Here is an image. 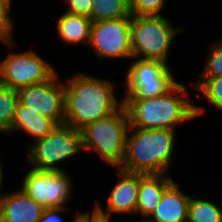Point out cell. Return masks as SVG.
Instances as JSON below:
<instances>
[{
  "instance_id": "obj_30",
  "label": "cell",
  "mask_w": 222,
  "mask_h": 222,
  "mask_svg": "<svg viewBox=\"0 0 222 222\" xmlns=\"http://www.w3.org/2000/svg\"><path fill=\"white\" fill-rule=\"evenodd\" d=\"M220 194H221V196L219 197L218 196V203H220L219 205H220V208H221V210H222V191L221 192H219Z\"/></svg>"
},
{
  "instance_id": "obj_15",
  "label": "cell",
  "mask_w": 222,
  "mask_h": 222,
  "mask_svg": "<svg viewBox=\"0 0 222 222\" xmlns=\"http://www.w3.org/2000/svg\"><path fill=\"white\" fill-rule=\"evenodd\" d=\"M175 179L172 174H140L138 203L135 211V217L138 219L135 221H145L153 213L165 189Z\"/></svg>"
},
{
  "instance_id": "obj_9",
  "label": "cell",
  "mask_w": 222,
  "mask_h": 222,
  "mask_svg": "<svg viewBox=\"0 0 222 222\" xmlns=\"http://www.w3.org/2000/svg\"><path fill=\"white\" fill-rule=\"evenodd\" d=\"M25 170L21 172L18 187L27 195L44 208L70 207L74 194H77L72 170L43 171L29 167Z\"/></svg>"
},
{
  "instance_id": "obj_14",
  "label": "cell",
  "mask_w": 222,
  "mask_h": 222,
  "mask_svg": "<svg viewBox=\"0 0 222 222\" xmlns=\"http://www.w3.org/2000/svg\"><path fill=\"white\" fill-rule=\"evenodd\" d=\"M191 194L176 179L165 189L153 213L144 222H187Z\"/></svg>"
},
{
  "instance_id": "obj_17",
  "label": "cell",
  "mask_w": 222,
  "mask_h": 222,
  "mask_svg": "<svg viewBox=\"0 0 222 222\" xmlns=\"http://www.w3.org/2000/svg\"><path fill=\"white\" fill-rule=\"evenodd\" d=\"M59 16L54 19V29L57 38L61 40L65 46H83L87 48L90 41V33L92 20L90 18L74 15L62 11Z\"/></svg>"
},
{
  "instance_id": "obj_4",
  "label": "cell",
  "mask_w": 222,
  "mask_h": 222,
  "mask_svg": "<svg viewBox=\"0 0 222 222\" xmlns=\"http://www.w3.org/2000/svg\"><path fill=\"white\" fill-rule=\"evenodd\" d=\"M27 145L25 165L43 171H68L65 164L84 153L81 131L66 124L57 125L44 138Z\"/></svg>"
},
{
  "instance_id": "obj_27",
  "label": "cell",
  "mask_w": 222,
  "mask_h": 222,
  "mask_svg": "<svg viewBox=\"0 0 222 222\" xmlns=\"http://www.w3.org/2000/svg\"><path fill=\"white\" fill-rule=\"evenodd\" d=\"M1 152L2 151H0V153ZM2 155H4V154H0V195L4 192V190L7 189L6 187H10V186H7V184L4 183L7 180V178H6L7 176H5V173H7L8 171H6V169L4 170V168H6V165H4V164H6V163L3 162L4 159H3Z\"/></svg>"
},
{
  "instance_id": "obj_12",
  "label": "cell",
  "mask_w": 222,
  "mask_h": 222,
  "mask_svg": "<svg viewBox=\"0 0 222 222\" xmlns=\"http://www.w3.org/2000/svg\"><path fill=\"white\" fill-rule=\"evenodd\" d=\"M58 72L48 81L18 90L19 102L39 115L64 124V79Z\"/></svg>"
},
{
  "instance_id": "obj_31",
  "label": "cell",
  "mask_w": 222,
  "mask_h": 222,
  "mask_svg": "<svg viewBox=\"0 0 222 222\" xmlns=\"http://www.w3.org/2000/svg\"><path fill=\"white\" fill-rule=\"evenodd\" d=\"M130 219H131V218H129V221H128V222H133V221H131ZM125 220H126V221H125ZM125 220H123L122 222H124V221L127 222L128 219L126 218ZM134 222H144V221H134Z\"/></svg>"
},
{
  "instance_id": "obj_29",
  "label": "cell",
  "mask_w": 222,
  "mask_h": 222,
  "mask_svg": "<svg viewBox=\"0 0 222 222\" xmlns=\"http://www.w3.org/2000/svg\"><path fill=\"white\" fill-rule=\"evenodd\" d=\"M78 222H86V210H85V212L83 213V215L80 217V219H79Z\"/></svg>"
},
{
  "instance_id": "obj_26",
  "label": "cell",
  "mask_w": 222,
  "mask_h": 222,
  "mask_svg": "<svg viewBox=\"0 0 222 222\" xmlns=\"http://www.w3.org/2000/svg\"><path fill=\"white\" fill-rule=\"evenodd\" d=\"M63 3L66 6L61 11L91 19L92 0H64Z\"/></svg>"
},
{
  "instance_id": "obj_18",
  "label": "cell",
  "mask_w": 222,
  "mask_h": 222,
  "mask_svg": "<svg viewBox=\"0 0 222 222\" xmlns=\"http://www.w3.org/2000/svg\"><path fill=\"white\" fill-rule=\"evenodd\" d=\"M202 196L191 195L187 222H222V210L217 198L212 200Z\"/></svg>"
},
{
  "instance_id": "obj_8",
  "label": "cell",
  "mask_w": 222,
  "mask_h": 222,
  "mask_svg": "<svg viewBox=\"0 0 222 222\" xmlns=\"http://www.w3.org/2000/svg\"><path fill=\"white\" fill-rule=\"evenodd\" d=\"M126 63L122 98H153L170 91L179 81L172 64L157 59L131 58ZM171 65V66H170Z\"/></svg>"
},
{
  "instance_id": "obj_20",
  "label": "cell",
  "mask_w": 222,
  "mask_h": 222,
  "mask_svg": "<svg viewBox=\"0 0 222 222\" xmlns=\"http://www.w3.org/2000/svg\"><path fill=\"white\" fill-rule=\"evenodd\" d=\"M128 0H92L91 20L103 21L129 17Z\"/></svg>"
},
{
  "instance_id": "obj_5",
  "label": "cell",
  "mask_w": 222,
  "mask_h": 222,
  "mask_svg": "<svg viewBox=\"0 0 222 222\" xmlns=\"http://www.w3.org/2000/svg\"><path fill=\"white\" fill-rule=\"evenodd\" d=\"M169 16L131 15V49L133 58L157 59L169 64L172 48L186 27L175 26ZM174 46V47H173Z\"/></svg>"
},
{
  "instance_id": "obj_25",
  "label": "cell",
  "mask_w": 222,
  "mask_h": 222,
  "mask_svg": "<svg viewBox=\"0 0 222 222\" xmlns=\"http://www.w3.org/2000/svg\"><path fill=\"white\" fill-rule=\"evenodd\" d=\"M68 212L71 213V207L44 208L38 222H67L68 218L65 216H69L66 214ZM84 212V210L82 212L81 210L79 211L78 208L77 213L75 212L73 220L71 219L70 222H78Z\"/></svg>"
},
{
  "instance_id": "obj_16",
  "label": "cell",
  "mask_w": 222,
  "mask_h": 222,
  "mask_svg": "<svg viewBox=\"0 0 222 222\" xmlns=\"http://www.w3.org/2000/svg\"><path fill=\"white\" fill-rule=\"evenodd\" d=\"M57 125L58 124L54 120L39 115L38 111L35 112L30 110L19 102L16 107L12 127L5 135L28 136V138L30 137L29 139L31 140L29 141L30 144L37 139L44 138Z\"/></svg>"
},
{
  "instance_id": "obj_19",
  "label": "cell",
  "mask_w": 222,
  "mask_h": 222,
  "mask_svg": "<svg viewBox=\"0 0 222 222\" xmlns=\"http://www.w3.org/2000/svg\"><path fill=\"white\" fill-rule=\"evenodd\" d=\"M196 98L205 100L215 110L222 111V76L221 77H197L196 81L190 80Z\"/></svg>"
},
{
  "instance_id": "obj_1",
  "label": "cell",
  "mask_w": 222,
  "mask_h": 222,
  "mask_svg": "<svg viewBox=\"0 0 222 222\" xmlns=\"http://www.w3.org/2000/svg\"><path fill=\"white\" fill-rule=\"evenodd\" d=\"M63 79L64 124L76 130L117 112L123 106L122 96L118 93L121 83L113 78L78 69Z\"/></svg>"
},
{
  "instance_id": "obj_21",
  "label": "cell",
  "mask_w": 222,
  "mask_h": 222,
  "mask_svg": "<svg viewBox=\"0 0 222 222\" xmlns=\"http://www.w3.org/2000/svg\"><path fill=\"white\" fill-rule=\"evenodd\" d=\"M18 103V90L0 83V135H5L11 129Z\"/></svg>"
},
{
  "instance_id": "obj_22",
  "label": "cell",
  "mask_w": 222,
  "mask_h": 222,
  "mask_svg": "<svg viewBox=\"0 0 222 222\" xmlns=\"http://www.w3.org/2000/svg\"><path fill=\"white\" fill-rule=\"evenodd\" d=\"M206 60L198 77H221L222 76V35L217 40L207 44Z\"/></svg>"
},
{
  "instance_id": "obj_13",
  "label": "cell",
  "mask_w": 222,
  "mask_h": 222,
  "mask_svg": "<svg viewBox=\"0 0 222 222\" xmlns=\"http://www.w3.org/2000/svg\"><path fill=\"white\" fill-rule=\"evenodd\" d=\"M12 187L0 195V222H38L44 207L18 185Z\"/></svg>"
},
{
  "instance_id": "obj_3",
  "label": "cell",
  "mask_w": 222,
  "mask_h": 222,
  "mask_svg": "<svg viewBox=\"0 0 222 222\" xmlns=\"http://www.w3.org/2000/svg\"><path fill=\"white\" fill-rule=\"evenodd\" d=\"M177 130L129 127L125 154L118 167L140 174H171L176 147Z\"/></svg>"
},
{
  "instance_id": "obj_10",
  "label": "cell",
  "mask_w": 222,
  "mask_h": 222,
  "mask_svg": "<svg viewBox=\"0 0 222 222\" xmlns=\"http://www.w3.org/2000/svg\"><path fill=\"white\" fill-rule=\"evenodd\" d=\"M131 15L129 17L92 22L88 49L98 60L107 63L111 59L117 61L130 60L131 49Z\"/></svg>"
},
{
  "instance_id": "obj_28",
  "label": "cell",
  "mask_w": 222,
  "mask_h": 222,
  "mask_svg": "<svg viewBox=\"0 0 222 222\" xmlns=\"http://www.w3.org/2000/svg\"><path fill=\"white\" fill-rule=\"evenodd\" d=\"M114 220H115V222H122L120 220H116V219H114ZM86 222H113V221L98 218L90 210L87 209Z\"/></svg>"
},
{
  "instance_id": "obj_24",
  "label": "cell",
  "mask_w": 222,
  "mask_h": 222,
  "mask_svg": "<svg viewBox=\"0 0 222 222\" xmlns=\"http://www.w3.org/2000/svg\"><path fill=\"white\" fill-rule=\"evenodd\" d=\"M169 2V0H128L130 14L134 16H164L168 13L165 9Z\"/></svg>"
},
{
  "instance_id": "obj_23",
  "label": "cell",
  "mask_w": 222,
  "mask_h": 222,
  "mask_svg": "<svg viewBox=\"0 0 222 222\" xmlns=\"http://www.w3.org/2000/svg\"><path fill=\"white\" fill-rule=\"evenodd\" d=\"M14 0H0V44L15 41L16 22L12 14ZM14 17V18H13Z\"/></svg>"
},
{
  "instance_id": "obj_11",
  "label": "cell",
  "mask_w": 222,
  "mask_h": 222,
  "mask_svg": "<svg viewBox=\"0 0 222 222\" xmlns=\"http://www.w3.org/2000/svg\"><path fill=\"white\" fill-rule=\"evenodd\" d=\"M115 170L117 178L115 184L110 186L107 194V199L102 205L100 200L93 202V208L88 209L98 218L104 220H113L114 216L121 217L122 220L126 217H131V221H135V211L138 203L139 186H140V173L128 172L120 168H110ZM117 173V174H116ZM112 187V188H111ZM100 201V202H99ZM126 216V217H124Z\"/></svg>"
},
{
  "instance_id": "obj_6",
  "label": "cell",
  "mask_w": 222,
  "mask_h": 222,
  "mask_svg": "<svg viewBox=\"0 0 222 222\" xmlns=\"http://www.w3.org/2000/svg\"><path fill=\"white\" fill-rule=\"evenodd\" d=\"M129 127V118L124 106L117 112L86 125L80 130L84 152L97 153L102 163L118 168L124 158Z\"/></svg>"
},
{
  "instance_id": "obj_2",
  "label": "cell",
  "mask_w": 222,
  "mask_h": 222,
  "mask_svg": "<svg viewBox=\"0 0 222 222\" xmlns=\"http://www.w3.org/2000/svg\"><path fill=\"white\" fill-rule=\"evenodd\" d=\"M191 90L194 92L189 79V83L180 81L167 93L153 98H122L130 127L178 130L199 121L208 111L206 104L200 105L192 98Z\"/></svg>"
},
{
  "instance_id": "obj_7",
  "label": "cell",
  "mask_w": 222,
  "mask_h": 222,
  "mask_svg": "<svg viewBox=\"0 0 222 222\" xmlns=\"http://www.w3.org/2000/svg\"><path fill=\"white\" fill-rule=\"evenodd\" d=\"M7 55L0 59V83L19 90L51 79L58 71L36 48L17 49L19 40L2 44ZM6 46V47H5ZM15 49V50H14ZM37 51V52H36Z\"/></svg>"
}]
</instances>
